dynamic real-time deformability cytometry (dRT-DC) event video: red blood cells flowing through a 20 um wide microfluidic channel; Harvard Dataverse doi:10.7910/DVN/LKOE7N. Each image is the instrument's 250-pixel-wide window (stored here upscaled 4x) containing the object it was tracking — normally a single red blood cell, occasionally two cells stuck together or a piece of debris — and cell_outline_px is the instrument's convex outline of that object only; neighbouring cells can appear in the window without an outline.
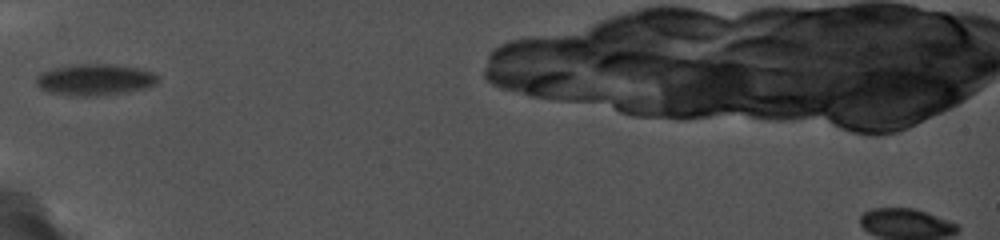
{"species": "common noctule bat (a hibernating species)", "species_latin": "Nyctalus noctula", "temperature_condition": "cold", "stored_images_in_passage": 25, "camera_frame_rate_fps": 5000, "um_per_image_px": 0.085, "animal": {"sex": "female", "body_mass_g": 19.0, "forearm_length_mm": 56.7}, "frame": {"image": 1, "passage_image": 1, "time_ms": 0.0, "image_size_px": [1000, 240], "cell_outline_px": [[156, 80], [152, 84], [136, 88], [116, 92], [52, 92], [40, 88], [36, 84], [36, 76], [40, 72], [52, 68], [80, 64], [108, 64], [136, 68], [152, 72], [156, 76]], "centroid_in_image_um": [7.96, 6.68], "position_along_channel_um": 77.0, "area_um2": 20.06}}
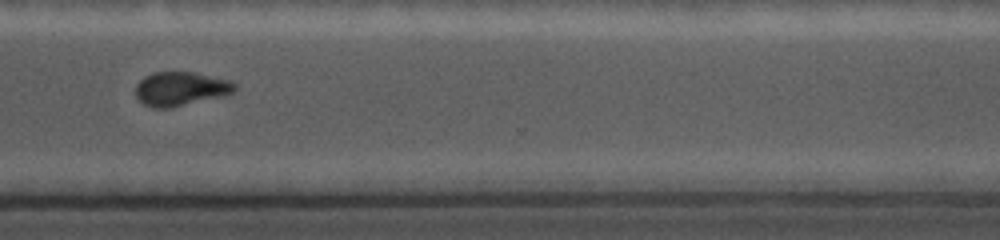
{"frame": {"image": 2, "passage_image": 19, "time_ms": 7.4, "image_size_px": [1000, 240], "cell_outline_px": [[236, 88], [232, 92], [168, 108], [156, 108], [144, 104], [136, 96], [136, 84], [144, 76], [152, 72], [192, 72], [232, 80], [236, 84]], "centroid_in_image_um": [15.31, 7.51], "position_along_channel_um": 355.3, "area_um2": 19.13}}
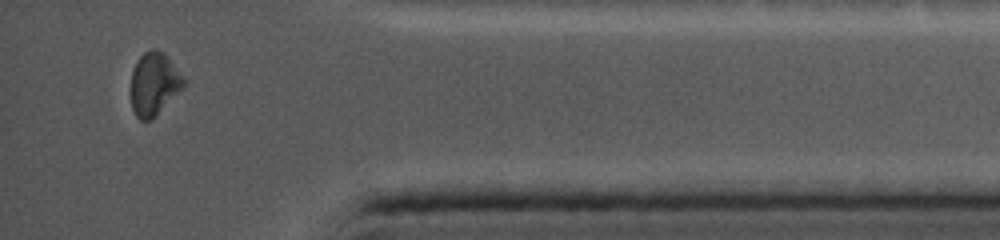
{"frame": {"image": 3, "passage_image": 24, "time_ms": 9.4, "image_size_px": [1000, 240], "cell_outline_px": [[188, 80], [184, 88], [148, 120], [140, 120], [136, 116], [132, 108], [132, 72], [136, 60], [144, 52], [152, 48], [156, 48], [164, 52]], "centroid_in_image_um": [13.14, 7.06], "position_along_channel_um": 422.1, "area_um2": 19.31}}